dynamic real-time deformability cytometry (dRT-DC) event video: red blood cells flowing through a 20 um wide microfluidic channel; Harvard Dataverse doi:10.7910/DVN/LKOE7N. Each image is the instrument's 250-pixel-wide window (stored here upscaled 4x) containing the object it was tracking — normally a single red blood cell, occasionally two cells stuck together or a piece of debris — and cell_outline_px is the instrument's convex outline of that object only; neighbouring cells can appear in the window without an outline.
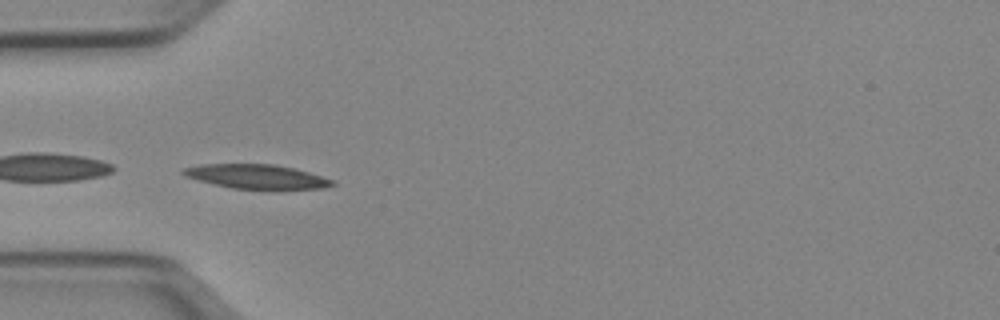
{"species": "Egyptian fruit bat (a non-hibernating species)", "species_latin": "Rousettus aegyptiacus", "temperature_condition": "cold", "stored_images_in_passage": 51, "segment_of_instrument_passage": [2, 2], "camera_frame_rate_fps": 3000, "um_per_image_px": 0.085, "animal": {"sex": "female"}, "frame": {"image": 1, "passage_image": 16, "time_ms": 5.0, "image_size_px": [1000, 320], "cell_outline_px": [[336, 184], [324, 188], [232, 188], [184, 176], [180, 172], [180, 168], [200, 164], [272, 164], [292, 168], [308, 172], [336, 180]], "centroid_in_image_um": [21.78, 14.98], "position_along_channel_um": 63.2, "area_um2": 20.69}}
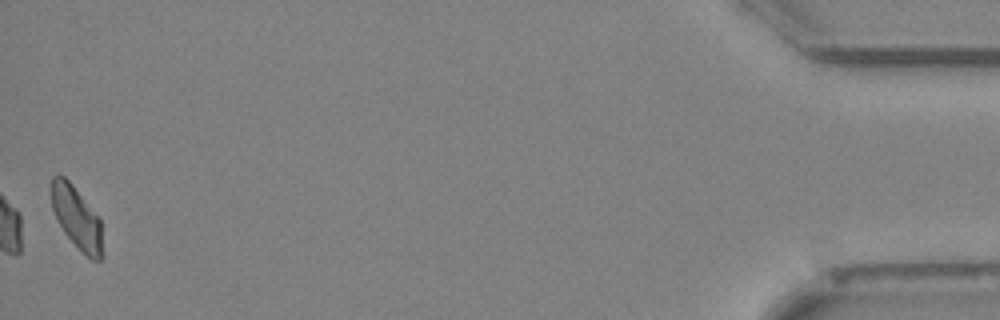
{"frame": {"image": 2, "passage_image": 51, "time_ms": 16.667, "image_size_px": [1000, 320], "cell_outline_px": [[100, 260], [92, 260], [64, 232], [56, 220], [52, 208], [48, 188], [52, 176], [64, 176], [72, 184], [100, 220]], "centroid_in_image_um": [6.41, 18.4], "position_along_channel_um": 428.8, "area_um2": 17.98}}